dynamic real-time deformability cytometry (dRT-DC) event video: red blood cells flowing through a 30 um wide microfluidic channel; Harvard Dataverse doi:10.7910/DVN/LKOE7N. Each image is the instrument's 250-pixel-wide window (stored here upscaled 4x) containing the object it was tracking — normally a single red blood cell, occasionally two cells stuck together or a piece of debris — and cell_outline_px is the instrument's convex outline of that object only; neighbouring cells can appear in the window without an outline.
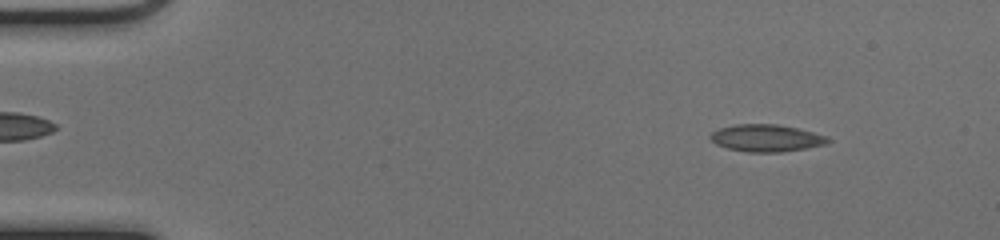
{"species": "common noctule bat (a hibernating species)", "species_latin": "Nyctalus noctula", "temperature_condition": "cold", "stored_images_in_passage": 51, "camera_frame_rate_fps": 3000, "um_per_image_px": 0.085, "animal": {"sex": "female", "body_mass_g": 17.0, "forearm_length_mm": 48.0}, "frame": {"image": 1, "passage_image": 6, "time_ms": 1.667, "image_size_px": [1000, 240], "cell_outline_px": [[832, 140], [828, 144], [780, 152], [748, 152], [728, 148], [716, 144], [708, 136], [712, 132], [720, 128], [736, 124], [776, 124], [796, 128], [828, 136]], "centroid_in_image_um": [65.15, 11.73], "position_along_channel_um": 19.9, "area_um2": 18.5}}
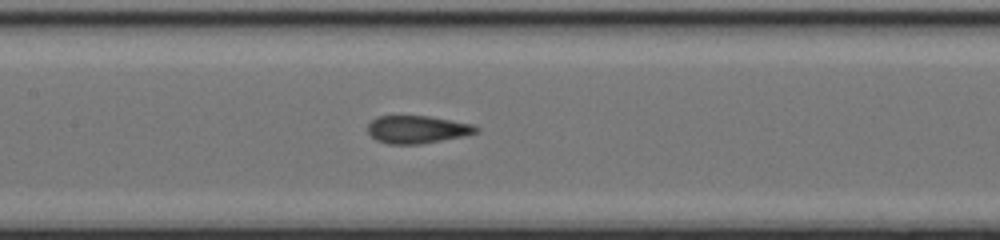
{"frame": {"image": 2, "passage_image": 25, "time_ms": 8.0, "image_size_px": [1000, 240], "cell_outline_px": [[480, 132], [464, 136], [420, 144], [388, 144], [376, 140], [368, 132], [368, 124], [376, 116], [428, 116], [452, 120], [472, 124], [480, 128]], "centroid_in_image_um": [35.48, 11.0], "position_along_channel_um": 171.9, "area_um2": 17.57}}
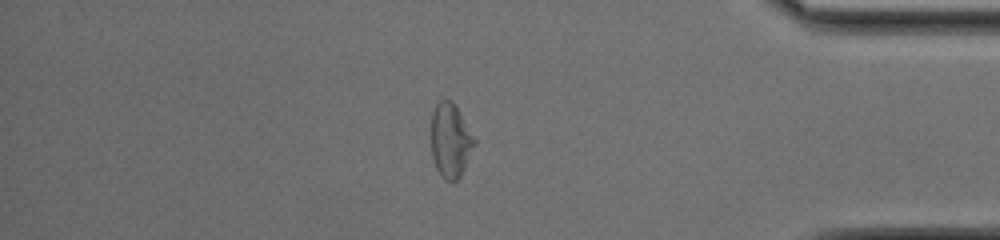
{"frame": {"image": 3, "passage_image": 44, "time_ms": 14.333, "image_size_px": [1000, 240], "cell_outline_px": [[476, 144], [460, 176], [452, 184], [444, 180], [440, 176], [436, 168], [432, 156], [432, 112], [436, 104], [444, 96], [452, 100], [456, 104], [476, 140]], "centroid_in_image_um": [38.3, 11.92], "position_along_channel_um": 396.9, "area_um2": 19.07}, "authors_computed_cell_mechanics": {"area_um2": 18.207, "velocity_mm_per_s": 4.0227, "shape_relaxation_time_tau1_ms": null, "shape_relaxation_time_tau2_ms": 1.3485, "deformation_change_tau1": null, "deformation_change_tau2": 0.0863}}